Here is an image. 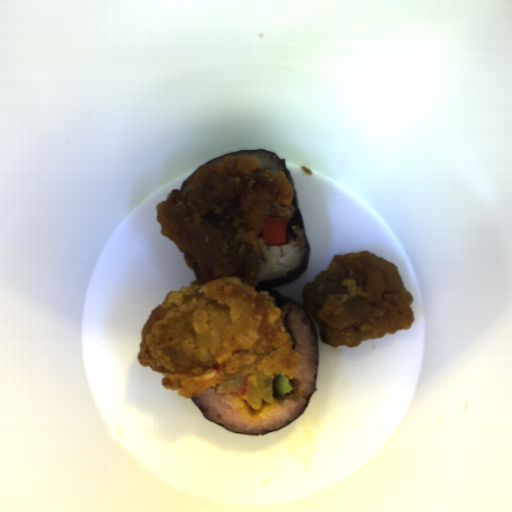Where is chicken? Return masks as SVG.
<instances>
[{
  "label": "chicken",
  "mask_w": 512,
  "mask_h": 512,
  "mask_svg": "<svg viewBox=\"0 0 512 512\" xmlns=\"http://www.w3.org/2000/svg\"><path fill=\"white\" fill-rule=\"evenodd\" d=\"M288 177L259 157L234 155L199 167L155 206L161 234L195 272L171 289L140 330L137 359L161 387L191 399L230 377L293 379L302 358L268 291H257L258 234L273 204H290Z\"/></svg>",
  "instance_id": "ae283196"
},
{
  "label": "chicken",
  "mask_w": 512,
  "mask_h": 512,
  "mask_svg": "<svg viewBox=\"0 0 512 512\" xmlns=\"http://www.w3.org/2000/svg\"><path fill=\"white\" fill-rule=\"evenodd\" d=\"M413 301L396 264L366 250L334 255L301 291L320 341L336 348L410 330Z\"/></svg>",
  "instance_id": "52989762"
}]
</instances>
